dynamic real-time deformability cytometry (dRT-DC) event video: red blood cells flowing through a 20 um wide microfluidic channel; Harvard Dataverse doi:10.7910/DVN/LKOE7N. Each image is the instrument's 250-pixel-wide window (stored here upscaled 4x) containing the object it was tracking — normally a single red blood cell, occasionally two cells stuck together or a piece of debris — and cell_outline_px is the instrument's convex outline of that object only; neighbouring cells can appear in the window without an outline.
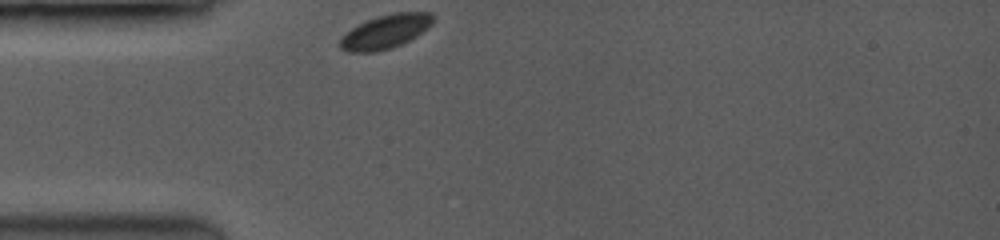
{"species": "common noctule bat (a hibernating species)", "species_latin": "Nyctalus noctula", "temperature_condition": "room temperature", "stored_images_in_passage": 3, "camera_frame_rate_fps": 3500, "um_per_image_px": 0.085, "animal": {"sex": "female", "body_mass_g": 19.0, "forearm_length_mm": 53.3}, "frame": {"image": 1, "passage_image": 1, "time_ms": 0.0, "image_size_px": [1000, 240], "cell_outline_px": [[436, 16], [432, 24], [428, 28], [416, 36], [392, 48], [376, 52], [348, 52], [340, 48], [340, 36], [352, 28], [376, 16], [396, 12], [432, 12]], "centroid_in_image_um": [32.79, 2.68], "position_along_channel_um": 52.2, "area_um2": 18.44}}
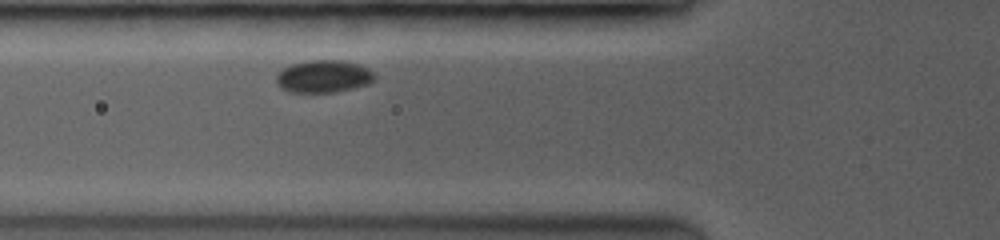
{"frame": {"image": 2, "passage_image": 3, "time_ms": 1.429, "image_size_px": [1000, 240], "cell_outline_px": [[376, 80], [368, 84], [332, 92], [292, 92], [276, 84], [276, 76], [288, 64], [308, 60], [340, 60], [356, 64], [368, 68], [376, 72]], "centroid_in_image_um": [27.52, 6.48], "position_along_channel_um": 98.3, "area_um2": 18.55}}